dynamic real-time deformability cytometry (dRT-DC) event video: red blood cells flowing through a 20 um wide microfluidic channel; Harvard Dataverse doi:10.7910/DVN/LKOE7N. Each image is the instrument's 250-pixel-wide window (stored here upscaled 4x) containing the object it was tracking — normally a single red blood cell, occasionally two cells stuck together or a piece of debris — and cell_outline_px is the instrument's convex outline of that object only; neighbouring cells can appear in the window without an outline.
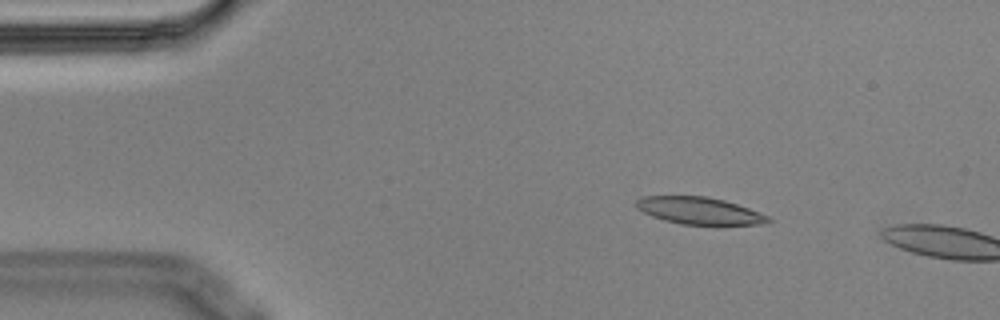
{"species": "Egyptian fruit bat (a non-hibernating species)", "species_latin": "Rousettus aegyptiacus", "temperature_condition": "cold", "stored_images_in_passage": 3, "camera_frame_rate_fps": 3000, "um_per_image_px": 0.085, "animal": {"sex": "male"}, "frame": {"image": 1, "passage_image": 2, "time_ms": 0.333, "image_size_px": [1000, 320], "cell_outline_px": [[772, 220], [760, 224], [724, 228], [716, 228], [680, 224], [664, 220], [652, 216], [636, 208], [636, 200], [640, 196], [704, 196], [724, 200], [748, 208], [768, 216]], "centroid_in_image_um": [59.49, 17.97], "position_along_channel_um": 25.5, "area_um2": 21.79}}